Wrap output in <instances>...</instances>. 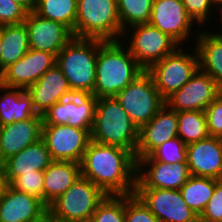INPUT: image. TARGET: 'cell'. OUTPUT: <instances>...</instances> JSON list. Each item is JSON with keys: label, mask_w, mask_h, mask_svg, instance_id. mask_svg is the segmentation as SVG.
<instances>
[{"label": "cell", "mask_w": 222, "mask_h": 222, "mask_svg": "<svg viewBox=\"0 0 222 222\" xmlns=\"http://www.w3.org/2000/svg\"><path fill=\"white\" fill-rule=\"evenodd\" d=\"M81 176L77 162L55 161L44 170V203L48 206Z\"/></svg>", "instance_id": "obj_26"}, {"label": "cell", "mask_w": 222, "mask_h": 222, "mask_svg": "<svg viewBox=\"0 0 222 222\" xmlns=\"http://www.w3.org/2000/svg\"><path fill=\"white\" fill-rule=\"evenodd\" d=\"M206 28L193 39L198 55L199 70L208 74L222 88V34ZM207 29V30H205Z\"/></svg>", "instance_id": "obj_23"}, {"label": "cell", "mask_w": 222, "mask_h": 222, "mask_svg": "<svg viewBox=\"0 0 222 222\" xmlns=\"http://www.w3.org/2000/svg\"><path fill=\"white\" fill-rule=\"evenodd\" d=\"M187 46H179L147 70L164 100L182 88L199 69L195 48Z\"/></svg>", "instance_id": "obj_7"}, {"label": "cell", "mask_w": 222, "mask_h": 222, "mask_svg": "<svg viewBox=\"0 0 222 222\" xmlns=\"http://www.w3.org/2000/svg\"><path fill=\"white\" fill-rule=\"evenodd\" d=\"M122 35L117 0H77L74 37L119 41Z\"/></svg>", "instance_id": "obj_5"}, {"label": "cell", "mask_w": 222, "mask_h": 222, "mask_svg": "<svg viewBox=\"0 0 222 222\" xmlns=\"http://www.w3.org/2000/svg\"><path fill=\"white\" fill-rule=\"evenodd\" d=\"M80 222H93L92 220H87V221H80Z\"/></svg>", "instance_id": "obj_46"}, {"label": "cell", "mask_w": 222, "mask_h": 222, "mask_svg": "<svg viewBox=\"0 0 222 222\" xmlns=\"http://www.w3.org/2000/svg\"><path fill=\"white\" fill-rule=\"evenodd\" d=\"M28 12L13 0H0V26L24 23Z\"/></svg>", "instance_id": "obj_38"}, {"label": "cell", "mask_w": 222, "mask_h": 222, "mask_svg": "<svg viewBox=\"0 0 222 222\" xmlns=\"http://www.w3.org/2000/svg\"><path fill=\"white\" fill-rule=\"evenodd\" d=\"M93 222H125V195H107L93 213Z\"/></svg>", "instance_id": "obj_33"}, {"label": "cell", "mask_w": 222, "mask_h": 222, "mask_svg": "<svg viewBox=\"0 0 222 222\" xmlns=\"http://www.w3.org/2000/svg\"><path fill=\"white\" fill-rule=\"evenodd\" d=\"M143 71L122 41H105L98 49L93 95L114 97Z\"/></svg>", "instance_id": "obj_2"}, {"label": "cell", "mask_w": 222, "mask_h": 222, "mask_svg": "<svg viewBox=\"0 0 222 222\" xmlns=\"http://www.w3.org/2000/svg\"><path fill=\"white\" fill-rule=\"evenodd\" d=\"M177 136V112L165 104L147 124L139 128L136 161L149 156L164 142Z\"/></svg>", "instance_id": "obj_18"}, {"label": "cell", "mask_w": 222, "mask_h": 222, "mask_svg": "<svg viewBox=\"0 0 222 222\" xmlns=\"http://www.w3.org/2000/svg\"><path fill=\"white\" fill-rule=\"evenodd\" d=\"M80 166L81 176L107 195L135 194L137 161L131 151L91 140Z\"/></svg>", "instance_id": "obj_1"}, {"label": "cell", "mask_w": 222, "mask_h": 222, "mask_svg": "<svg viewBox=\"0 0 222 222\" xmlns=\"http://www.w3.org/2000/svg\"><path fill=\"white\" fill-rule=\"evenodd\" d=\"M138 161H160L168 164L187 162V145L177 136L167 140L149 156Z\"/></svg>", "instance_id": "obj_32"}, {"label": "cell", "mask_w": 222, "mask_h": 222, "mask_svg": "<svg viewBox=\"0 0 222 222\" xmlns=\"http://www.w3.org/2000/svg\"><path fill=\"white\" fill-rule=\"evenodd\" d=\"M45 142L40 139L3 162L7 184L23 173L44 171L52 162Z\"/></svg>", "instance_id": "obj_24"}, {"label": "cell", "mask_w": 222, "mask_h": 222, "mask_svg": "<svg viewBox=\"0 0 222 222\" xmlns=\"http://www.w3.org/2000/svg\"><path fill=\"white\" fill-rule=\"evenodd\" d=\"M24 23L29 34L30 49L46 51L55 56L74 37L67 26L43 18L34 11L28 12Z\"/></svg>", "instance_id": "obj_16"}, {"label": "cell", "mask_w": 222, "mask_h": 222, "mask_svg": "<svg viewBox=\"0 0 222 222\" xmlns=\"http://www.w3.org/2000/svg\"><path fill=\"white\" fill-rule=\"evenodd\" d=\"M139 129L115 97L98 98L91 140L131 151L136 157Z\"/></svg>", "instance_id": "obj_4"}, {"label": "cell", "mask_w": 222, "mask_h": 222, "mask_svg": "<svg viewBox=\"0 0 222 222\" xmlns=\"http://www.w3.org/2000/svg\"><path fill=\"white\" fill-rule=\"evenodd\" d=\"M208 132L210 136L222 138V95L220 94L206 109Z\"/></svg>", "instance_id": "obj_39"}, {"label": "cell", "mask_w": 222, "mask_h": 222, "mask_svg": "<svg viewBox=\"0 0 222 222\" xmlns=\"http://www.w3.org/2000/svg\"><path fill=\"white\" fill-rule=\"evenodd\" d=\"M104 40L73 37L56 56L73 94H93L98 49Z\"/></svg>", "instance_id": "obj_3"}, {"label": "cell", "mask_w": 222, "mask_h": 222, "mask_svg": "<svg viewBox=\"0 0 222 222\" xmlns=\"http://www.w3.org/2000/svg\"><path fill=\"white\" fill-rule=\"evenodd\" d=\"M120 41L144 70H148L180 46L169 35L149 23L134 25L124 30Z\"/></svg>", "instance_id": "obj_8"}, {"label": "cell", "mask_w": 222, "mask_h": 222, "mask_svg": "<svg viewBox=\"0 0 222 222\" xmlns=\"http://www.w3.org/2000/svg\"><path fill=\"white\" fill-rule=\"evenodd\" d=\"M135 194L159 222H199V216L184 201L180 190L136 188Z\"/></svg>", "instance_id": "obj_12"}, {"label": "cell", "mask_w": 222, "mask_h": 222, "mask_svg": "<svg viewBox=\"0 0 222 222\" xmlns=\"http://www.w3.org/2000/svg\"><path fill=\"white\" fill-rule=\"evenodd\" d=\"M29 222H59L54 215L47 209L38 218L30 220Z\"/></svg>", "instance_id": "obj_40"}, {"label": "cell", "mask_w": 222, "mask_h": 222, "mask_svg": "<svg viewBox=\"0 0 222 222\" xmlns=\"http://www.w3.org/2000/svg\"><path fill=\"white\" fill-rule=\"evenodd\" d=\"M1 50H2V42H1V38H0V54H1Z\"/></svg>", "instance_id": "obj_45"}, {"label": "cell", "mask_w": 222, "mask_h": 222, "mask_svg": "<svg viewBox=\"0 0 222 222\" xmlns=\"http://www.w3.org/2000/svg\"><path fill=\"white\" fill-rule=\"evenodd\" d=\"M6 186L4 165H0V195L4 192Z\"/></svg>", "instance_id": "obj_42"}, {"label": "cell", "mask_w": 222, "mask_h": 222, "mask_svg": "<svg viewBox=\"0 0 222 222\" xmlns=\"http://www.w3.org/2000/svg\"><path fill=\"white\" fill-rule=\"evenodd\" d=\"M52 160L81 163L91 141V129L68 125H42V137Z\"/></svg>", "instance_id": "obj_11"}, {"label": "cell", "mask_w": 222, "mask_h": 222, "mask_svg": "<svg viewBox=\"0 0 222 222\" xmlns=\"http://www.w3.org/2000/svg\"><path fill=\"white\" fill-rule=\"evenodd\" d=\"M154 0H117L119 20L124 30L148 23Z\"/></svg>", "instance_id": "obj_31"}, {"label": "cell", "mask_w": 222, "mask_h": 222, "mask_svg": "<svg viewBox=\"0 0 222 222\" xmlns=\"http://www.w3.org/2000/svg\"><path fill=\"white\" fill-rule=\"evenodd\" d=\"M178 137L186 144L195 143L209 135L205 111H179Z\"/></svg>", "instance_id": "obj_30"}, {"label": "cell", "mask_w": 222, "mask_h": 222, "mask_svg": "<svg viewBox=\"0 0 222 222\" xmlns=\"http://www.w3.org/2000/svg\"><path fill=\"white\" fill-rule=\"evenodd\" d=\"M55 64L56 56L54 54L29 49L22 58L10 64L0 73V83L26 90Z\"/></svg>", "instance_id": "obj_15"}, {"label": "cell", "mask_w": 222, "mask_h": 222, "mask_svg": "<svg viewBox=\"0 0 222 222\" xmlns=\"http://www.w3.org/2000/svg\"><path fill=\"white\" fill-rule=\"evenodd\" d=\"M217 13L216 14H219L220 16H219V18H220V25L221 26H219V27H222V2H220L218 5H217ZM221 13V14H220ZM218 33H220V34H222V31H221V29H220V31H218Z\"/></svg>", "instance_id": "obj_43"}, {"label": "cell", "mask_w": 222, "mask_h": 222, "mask_svg": "<svg viewBox=\"0 0 222 222\" xmlns=\"http://www.w3.org/2000/svg\"><path fill=\"white\" fill-rule=\"evenodd\" d=\"M15 3L20 4L27 12L34 11L36 0H13Z\"/></svg>", "instance_id": "obj_41"}, {"label": "cell", "mask_w": 222, "mask_h": 222, "mask_svg": "<svg viewBox=\"0 0 222 222\" xmlns=\"http://www.w3.org/2000/svg\"><path fill=\"white\" fill-rule=\"evenodd\" d=\"M34 12L67 26L74 35L77 0H36Z\"/></svg>", "instance_id": "obj_29"}, {"label": "cell", "mask_w": 222, "mask_h": 222, "mask_svg": "<svg viewBox=\"0 0 222 222\" xmlns=\"http://www.w3.org/2000/svg\"><path fill=\"white\" fill-rule=\"evenodd\" d=\"M189 177L187 162L137 161L136 188L179 190Z\"/></svg>", "instance_id": "obj_17"}, {"label": "cell", "mask_w": 222, "mask_h": 222, "mask_svg": "<svg viewBox=\"0 0 222 222\" xmlns=\"http://www.w3.org/2000/svg\"><path fill=\"white\" fill-rule=\"evenodd\" d=\"M185 6L188 16L199 26L205 28L209 26L211 20L216 14H211L213 11L217 12V5L213 0H181ZM212 16V17H211ZM208 22V23H207ZM201 26V27H200Z\"/></svg>", "instance_id": "obj_35"}, {"label": "cell", "mask_w": 222, "mask_h": 222, "mask_svg": "<svg viewBox=\"0 0 222 222\" xmlns=\"http://www.w3.org/2000/svg\"><path fill=\"white\" fill-rule=\"evenodd\" d=\"M215 2L216 5H218L220 2H222V0H213Z\"/></svg>", "instance_id": "obj_44"}, {"label": "cell", "mask_w": 222, "mask_h": 222, "mask_svg": "<svg viewBox=\"0 0 222 222\" xmlns=\"http://www.w3.org/2000/svg\"><path fill=\"white\" fill-rule=\"evenodd\" d=\"M107 194L91 180L80 176L62 195L48 205L59 222L91 220Z\"/></svg>", "instance_id": "obj_6"}, {"label": "cell", "mask_w": 222, "mask_h": 222, "mask_svg": "<svg viewBox=\"0 0 222 222\" xmlns=\"http://www.w3.org/2000/svg\"><path fill=\"white\" fill-rule=\"evenodd\" d=\"M47 209L38 197L14 190L8 184L0 195V222H29Z\"/></svg>", "instance_id": "obj_22"}, {"label": "cell", "mask_w": 222, "mask_h": 222, "mask_svg": "<svg viewBox=\"0 0 222 222\" xmlns=\"http://www.w3.org/2000/svg\"><path fill=\"white\" fill-rule=\"evenodd\" d=\"M190 175L222 180V138H207L187 145Z\"/></svg>", "instance_id": "obj_19"}, {"label": "cell", "mask_w": 222, "mask_h": 222, "mask_svg": "<svg viewBox=\"0 0 222 222\" xmlns=\"http://www.w3.org/2000/svg\"><path fill=\"white\" fill-rule=\"evenodd\" d=\"M0 73L22 58L30 49L29 34L25 23L1 25Z\"/></svg>", "instance_id": "obj_27"}, {"label": "cell", "mask_w": 222, "mask_h": 222, "mask_svg": "<svg viewBox=\"0 0 222 222\" xmlns=\"http://www.w3.org/2000/svg\"><path fill=\"white\" fill-rule=\"evenodd\" d=\"M26 91L39 115H44L55 103L73 95L64 73L56 64Z\"/></svg>", "instance_id": "obj_21"}, {"label": "cell", "mask_w": 222, "mask_h": 222, "mask_svg": "<svg viewBox=\"0 0 222 222\" xmlns=\"http://www.w3.org/2000/svg\"><path fill=\"white\" fill-rule=\"evenodd\" d=\"M125 222H159L144 202L136 195H125Z\"/></svg>", "instance_id": "obj_36"}, {"label": "cell", "mask_w": 222, "mask_h": 222, "mask_svg": "<svg viewBox=\"0 0 222 222\" xmlns=\"http://www.w3.org/2000/svg\"><path fill=\"white\" fill-rule=\"evenodd\" d=\"M114 97L138 129L147 124L165 105V100L147 70H144Z\"/></svg>", "instance_id": "obj_9"}, {"label": "cell", "mask_w": 222, "mask_h": 222, "mask_svg": "<svg viewBox=\"0 0 222 222\" xmlns=\"http://www.w3.org/2000/svg\"><path fill=\"white\" fill-rule=\"evenodd\" d=\"M37 115L31 96L25 89L8 87L0 83V126Z\"/></svg>", "instance_id": "obj_25"}, {"label": "cell", "mask_w": 222, "mask_h": 222, "mask_svg": "<svg viewBox=\"0 0 222 222\" xmlns=\"http://www.w3.org/2000/svg\"><path fill=\"white\" fill-rule=\"evenodd\" d=\"M218 179L190 175L186 183L179 189L186 204L198 214L204 211L212 197Z\"/></svg>", "instance_id": "obj_28"}, {"label": "cell", "mask_w": 222, "mask_h": 222, "mask_svg": "<svg viewBox=\"0 0 222 222\" xmlns=\"http://www.w3.org/2000/svg\"><path fill=\"white\" fill-rule=\"evenodd\" d=\"M97 99L93 94H73L63 98L42 115L43 125H68L92 130Z\"/></svg>", "instance_id": "obj_13"}, {"label": "cell", "mask_w": 222, "mask_h": 222, "mask_svg": "<svg viewBox=\"0 0 222 222\" xmlns=\"http://www.w3.org/2000/svg\"><path fill=\"white\" fill-rule=\"evenodd\" d=\"M44 171L33 170L13 178L8 185L17 191L38 197L44 202Z\"/></svg>", "instance_id": "obj_34"}, {"label": "cell", "mask_w": 222, "mask_h": 222, "mask_svg": "<svg viewBox=\"0 0 222 222\" xmlns=\"http://www.w3.org/2000/svg\"><path fill=\"white\" fill-rule=\"evenodd\" d=\"M42 115L0 127V158L4 162L42 137Z\"/></svg>", "instance_id": "obj_20"}, {"label": "cell", "mask_w": 222, "mask_h": 222, "mask_svg": "<svg viewBox=\"0 0 222 222\" xmlns=\"http://www.w3.org/2000/svg\"><path fill=\"white\" fill-rule=\"evenodd\" d=\"M221 89L208 74L198 69L182 88L165 100V104L176 112L205 111L221 94Z\"/></svg>", "instance_id": "obj_14"}, {"label": "cell", "mask_w": 222, "mask_h": 222, "mask_svg": "<svg viewBox=\"0 0 222 222\" xmlns=\"http://www.w3.org/2000/svg\"><path fill=\"white\" fill-rule=\"evenodd\" d=\"M148 23L169 35L180 46L189 41L194 45L190 37L196 39L201 29L188 16L181 0H154Z\"/></svg>", "instance_id": "obj_10"}, {"label": "cell", "mask_w": 222, "mask_h": 222, "mask_svg": "<svg viewBox=\"0 0 222 222\" xmlns=\"http://www.w3.org/2000/svg\"><path fill=\"white\" fill-rule=\"evenodd\" d=\"M199 222H222V180L216 182L214 193L199 216Z\"/></svg>", "instance_id": "obj_37"}]
</instances>
